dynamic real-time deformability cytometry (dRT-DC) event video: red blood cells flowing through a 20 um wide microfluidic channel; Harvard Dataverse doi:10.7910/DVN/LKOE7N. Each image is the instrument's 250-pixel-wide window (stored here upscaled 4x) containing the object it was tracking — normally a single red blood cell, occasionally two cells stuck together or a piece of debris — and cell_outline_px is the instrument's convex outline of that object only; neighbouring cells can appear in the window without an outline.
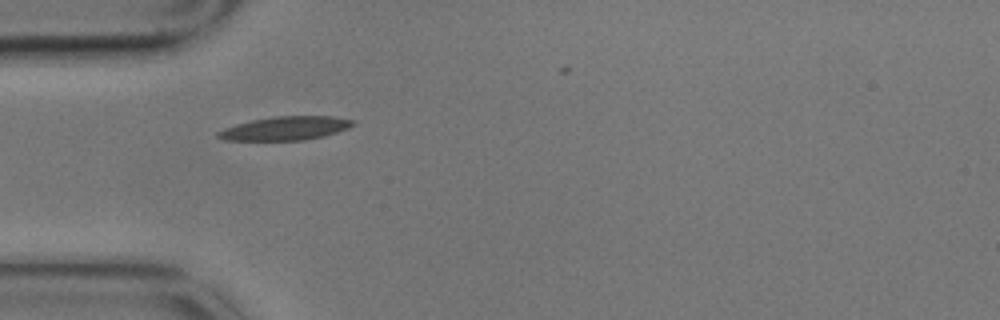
{"species": "common noctule bat (a hibernating species)", "species_latin": "Nyctalus noctula", "temperature_condition": "cold", "stored_images_in_passage": 6, "camera_frame_rate_fps": 3000, "um_per_image_px": 0.085, "animal": {"sex": "male", "body_mass_g": 17.9}, "frame": {"image": 1, "passage_image": 4, "time_ms": 1.0, "image_size_px": [1000, 320], "cell_outline_px": [[356, 124], [348, 128], [324, 136], [304, 140], [224, 140], [216, 136], [216, 132], [224, 128], [236, 124], [252, 120], [272, 116], [332, 116], [356, 120]], "centroid_in_image_um": [24.27, 10.9], "position_along_channel_um": 60.7, "area_um2": 18.67}}